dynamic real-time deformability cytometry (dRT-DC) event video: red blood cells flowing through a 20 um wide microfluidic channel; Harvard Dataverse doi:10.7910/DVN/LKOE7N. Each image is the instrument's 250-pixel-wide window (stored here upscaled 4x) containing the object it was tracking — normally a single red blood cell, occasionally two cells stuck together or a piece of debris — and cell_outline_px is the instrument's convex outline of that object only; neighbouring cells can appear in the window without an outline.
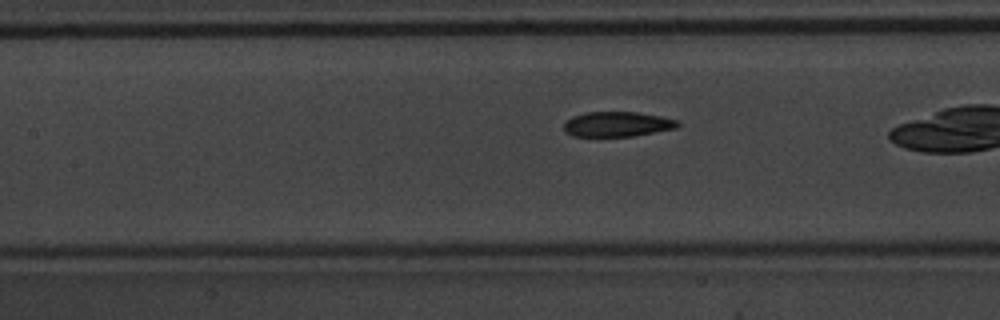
{"species": "common noctule bat (a hibernating species)", "species_latin": "Nyctalus noctula", "temperature_condition": "warm", "stored_images_in_passage": 40, "camera_frame_rate_fps": 3000, "um_per_image_px": 0.085, "animal": {"sex": "male", "body_mass_g": 20.1, "forearm_length_mm": 53.5}, "frame": {"image": 1, "passage_image": 23, "time_ms": 7.333, "image_size_px": [1000, 320], "cell_outline_px": [[680, 124], [676, 128], [632, 136], [572, 136], [564, 132], [564, 120], [572, 116], [584, 112], [636, 112], [660, 116], [676, 120]], "centroid_in_image_um": [52.4, 10.55], "position_along_channel_um": 155.0, "area_um2": 16.59}}